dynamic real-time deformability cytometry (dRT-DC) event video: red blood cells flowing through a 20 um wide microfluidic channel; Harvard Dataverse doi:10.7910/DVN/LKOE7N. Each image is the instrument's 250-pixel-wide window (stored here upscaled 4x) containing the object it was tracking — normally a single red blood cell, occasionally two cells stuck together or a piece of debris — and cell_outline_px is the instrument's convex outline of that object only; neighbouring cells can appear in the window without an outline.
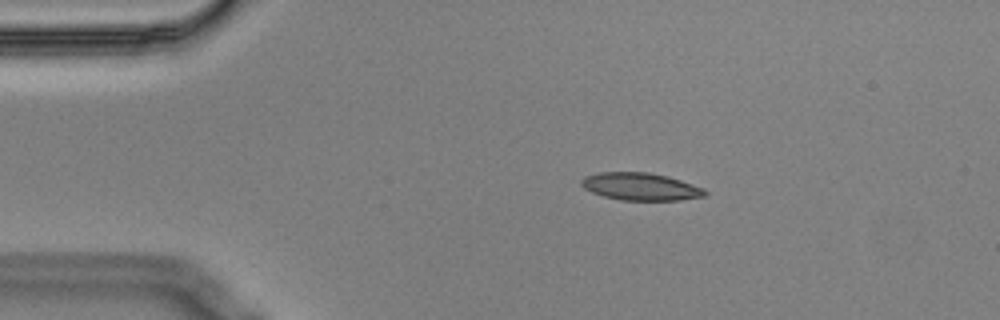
{"species": "Egyptian fruit bat (a non-hibernating species)", "species_latin": "Rousettus aegyptiacus", "temperature_condition": "cold", "stored_images_in_passage": 47, "segment_of_instrument_passage": [1, 2], "camera_frame_rate_fps": 3000, "um_per_image_px": 0.085, "animal": {"sex": "male"}, "frame": {"image": 1, "passage_image": 1, "time_ms": 0.0, "image_size_px": [1000, 320], "cell_outline_px": [[708, 192], [704, 196], [680, 200], [620, 200], [604, 196], [592, 192], [584, 188], [580, 184], [580, 180], [584, 176], [600, 172], [648, 172], [668, 176], [704, 188]], "centroid_in_image_um": [54.43, 15.85], "position_along_channel_um": 30.6, "area_um2": 19.83}}
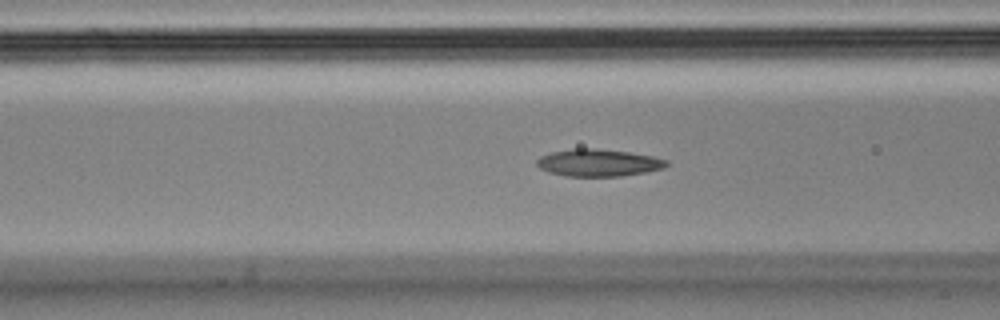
{"frame": {"image": 2, "passage_image": 12, "time_ms": 3.667, "image_size_px": [1000, 320], "cell_outline_px": [[668, 164], [664, 168], [644, 172], [620, 176], [564, 176], [548, 172], [540, 168], [536, 164], [536, 160], [540, 156], [552, 152], [576, 148], [596, 148], [628, 152], [652, 156], [668, 160]], "centroid_in_image_um": [50.84, 13.83], "position_along_channel_um": 115.8, "area_um2": 20.52}}
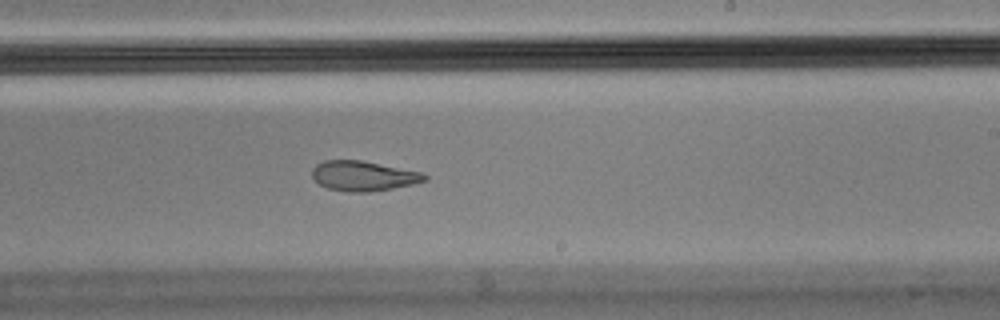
{"frame": {"image": 3, "passage_image": 24, "time_ms": 7.667, "image_size_px": [1000, 320], "cell_outline_px": [[428, 180], [412, 184], [392, 188], [368, 192], [348, 192], [328, 188], [320, 184], [312, 176], [312, 168], [316, 164], [324, 160], [360, 160], [420, 172], [428, 176]], "centroid_in_image_um": [30.86, 14.95], "position_along_channel_um": 258.1, "area_um2": 19.42}}